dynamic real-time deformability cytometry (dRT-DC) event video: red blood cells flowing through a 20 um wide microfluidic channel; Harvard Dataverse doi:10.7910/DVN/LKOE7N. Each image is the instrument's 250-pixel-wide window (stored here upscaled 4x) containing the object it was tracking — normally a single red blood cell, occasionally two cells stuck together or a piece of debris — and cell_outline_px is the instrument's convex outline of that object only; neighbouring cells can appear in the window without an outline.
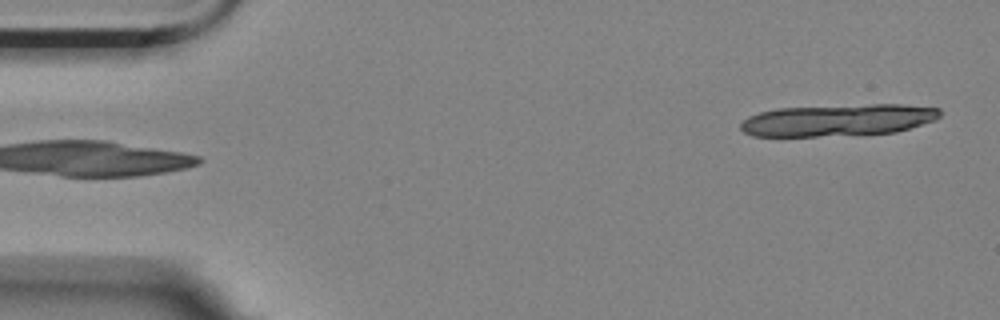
{"species": "Egyptian fruit bat (a non-hibernating species)", "species_latin": "Rousettus aegyptiacus", "temperature_condition": "room temperature", "stored_images_in_passage": 5, "segment_of_instrument_passage": [2, 2], "camera_frame_rate_fps": 3000, "um_per_image_px": 0.085, "animal": {"sex": "female"}, "frame": {"image": 1, "passage_image": 5, "time_ms": 1.333, "image_size_px": [1000, 320], "cell_outline_px": [[940, 116], [936, 120], [896, 132], [816, 136], [752, 136], [744, 132], [740, 128], [740, 124], [748, 116], [760, 112], [776, 108], [872, 104], [900, 104], [940, 108]], "centroid_in_image_um": [71.22, 10.2], "position_along_channel_um": 13.8, "area_um2": 36.93}}